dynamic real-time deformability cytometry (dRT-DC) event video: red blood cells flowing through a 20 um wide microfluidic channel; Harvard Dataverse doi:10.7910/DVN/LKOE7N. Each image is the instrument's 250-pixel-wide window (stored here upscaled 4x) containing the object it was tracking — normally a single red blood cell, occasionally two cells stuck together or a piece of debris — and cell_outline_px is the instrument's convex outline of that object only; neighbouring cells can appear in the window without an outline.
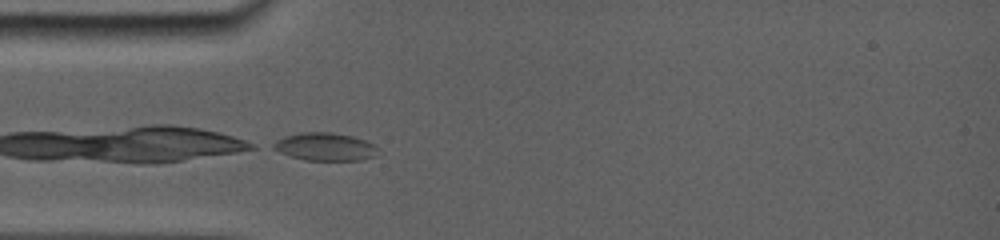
{"species": "common noctule bat (a hibernating species)", "species_latin": "Nyctalus noctula", "temperature_condition": "room temperature", "stored_images_in_passage": 37, "camera_frame_rate_fps": 5000, "um_per_image_px": 0.085, "animal": {"sex": "female", "body_mass_g": 19.0, "forearm_length_mm": 56.7}, "frame": {"image": 1, "passage_image": 1, "time_ms": 0.0, "image_size_px": [1000, 240], "cell_outline_px": [[372, 156], [360, 160], [304, 160], [292, 156], [276, 148], [276, 144], [280, 140], [288, 136], [308, 132], [324, 132], [348, 136], [364, 140], [372, 144]], "centroid_in_image_um": [27.63, 12.49], "position_along_channel_um": 57.4, "area_um2": 15.61}}
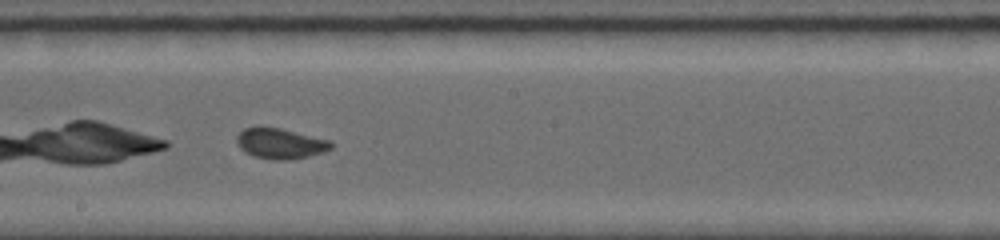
{"frame": {"image": 2, "passage_image": 21, "time_ms": 4.4, "image_size_px": [1000, 240], "cell_outline_px": [[332, 148], [308, 156], [288, 160], [272, 160], [252, 156], [244, 152], [240, 148], [236, 140], [236, 136], [244, 128], [280, 128], [328, 140], [332, 144]], "centroid_in_image_um": [23.77, 12.22], "position_along_channel_um": 224.4, "area_um2": 16.42}}
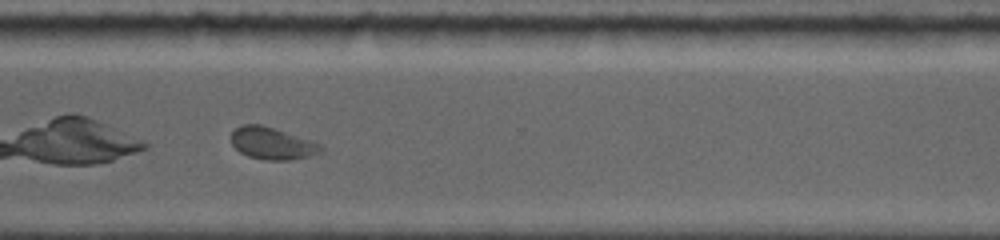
{"frame": {"image": 3, "passage_image": 29, "time_ms": 7.6, "image_size_px": [1000, 240], "cell_outline_px": [[324, 148], [320, 152], [308, 156], [288, 160], [264, 160], [248, 156], [240, 152], [232, 144], [232, 132], [236, 128], [244, 124], [260, 124], [312, 140], [320, 144]], "centroid_in_image_um": [23.13, 12.19], "position_along_channel_um": 347.5, "area_um2": 16.59}, "authors_computed_cell_mechanics": {"area_um2": 16.2996, "velocity_mm_per_s": 3.8354, "shape_relaxation_time_tau1_ms": 5.1183, "shape_relaxation_time_tau2_ms": 0.7399, "deformation_change_tau1": 0.1283, "deformation_change_tau2": 0.0627}}